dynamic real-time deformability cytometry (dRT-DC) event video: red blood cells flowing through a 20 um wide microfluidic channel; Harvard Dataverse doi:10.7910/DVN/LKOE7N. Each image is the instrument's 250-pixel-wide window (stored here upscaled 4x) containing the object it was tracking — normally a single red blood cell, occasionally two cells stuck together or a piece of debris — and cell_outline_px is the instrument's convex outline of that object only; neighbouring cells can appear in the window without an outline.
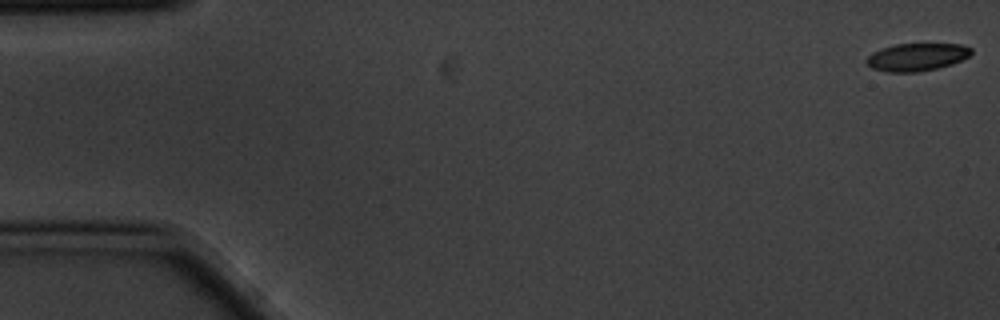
{"species": "common noctule bat (a hibernating species)", "species_latin": "Nyctalus noctula", "temperature_condition": "cold", "stored_images_in_passage": 5, "camera_frame_rate_fps": 3000, "um_per_image_px": 0.085, "animal": {"sex": "male", "body_mass_g": 20.1, "forearm_length_mm": 53.5}, "frame": {"image": 1, "passage_image": 1, "time_ms": 0.0, "image_size_px": [1000, 320], "cell_outline_px": [[972, 52], [968, 56], [952, 64], [936, 68], [916, 72], [888, 72], [872, 68], [864, 60], [872, 52], [896, 44], [960, 44], [972, 48]], "centroid_in_image_um": [77.91, 4.85], "position_along_channel_um": 7.1, "area_um2": 16.7}}